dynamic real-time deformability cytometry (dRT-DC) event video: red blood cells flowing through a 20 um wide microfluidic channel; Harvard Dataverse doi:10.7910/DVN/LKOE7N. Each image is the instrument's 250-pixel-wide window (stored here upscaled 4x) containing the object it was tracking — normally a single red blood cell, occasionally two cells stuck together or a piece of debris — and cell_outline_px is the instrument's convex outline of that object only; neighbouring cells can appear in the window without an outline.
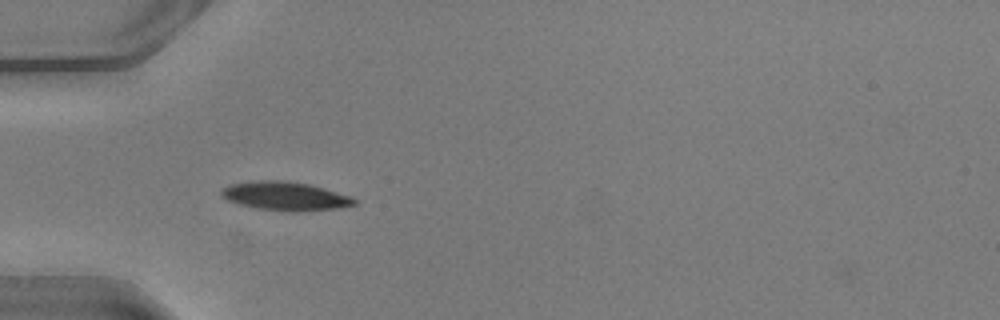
{"species": "common noctule bat (a hibernating species)", "species_latin": "Nyctalus noctula", "temperature_condition": "warm", "stored_images_in_passage": 35, "camera_frame_rate_fps": 3000, "um_per_image_px": 0.085, "animal": {"sex": "male", "body_mass_g": 20.5, "forearm_length_mm": 52.5}, "frame": {"image": 1, "passage_image": 1, "time_ms": 0.0, "image_size_px": [1000, 320], "cell_outline_px": [[356, 204], [340, 208], [296, 212], [288, 212], [256, 208], [240, 204], [228, 200], [220, 196], [220, 188], [228, 184], [252, 180], [288, 180], [308, 184], [324, 188], [352, 196], [356, 200]], "centroid_in_image_um": [24.21, 16.66], "position_along_channel_um": 60.8, "area_um2": 22.66}}
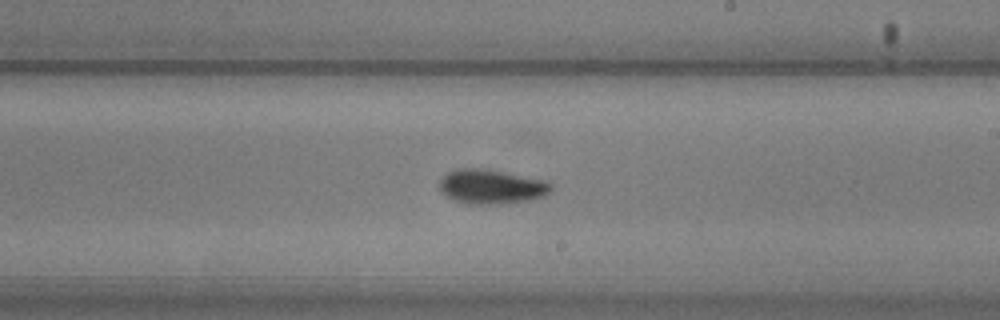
{"frame": {"image": 2, "passage_image": 15, "time_ms": 4.667, "image_size_px": [1000, 320], "cell_outline_px": [[552, 188], [544, 196], [532, 200], [504, 204], [464, 204], [452, 200], [444, 196], [440, 192], [440, 180], [448, 172], [456, 168], [484, 168], [552, 180]], "centroid_in_image_um": [41.8, 15.87], "position_along_channel_um": 247.2, "area_um2": 23.18}}
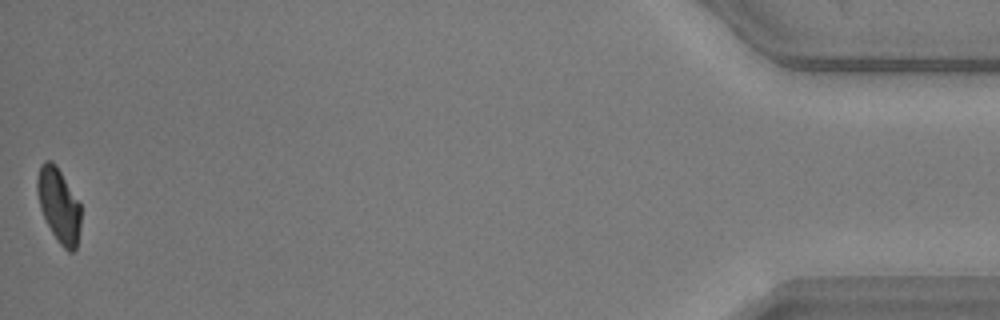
{"frame": {"image": 3, "passage_image": 35, "time_ms": 11.333, "image_size_px": [1000, 320], "cell_outline_px": [[80, 228], [76, 248], [72, 252], [68, 252], [60, 244], [52, 232], [40, 208], [36, 188], [36, 180], [40, 164], [44, 160], [52, 160], [56, 164], [80, 204]], "centroid_in_image_um": [4.98, 17.42], "position_along_channel_um": 430.2, "area_um2": 18.79}, "authors_computed_cell_mechanics": {"area_um2": 21.2704, "velocity_mm_per_s": 4.0771, "shape_relaxation_time_tau1_ms": 3.3773, "shape_relaxation_time_tau2_ms": 3.8483, "deformation_change_tau1": 0.1393, "deformation_change_tau2": 0.0711}}